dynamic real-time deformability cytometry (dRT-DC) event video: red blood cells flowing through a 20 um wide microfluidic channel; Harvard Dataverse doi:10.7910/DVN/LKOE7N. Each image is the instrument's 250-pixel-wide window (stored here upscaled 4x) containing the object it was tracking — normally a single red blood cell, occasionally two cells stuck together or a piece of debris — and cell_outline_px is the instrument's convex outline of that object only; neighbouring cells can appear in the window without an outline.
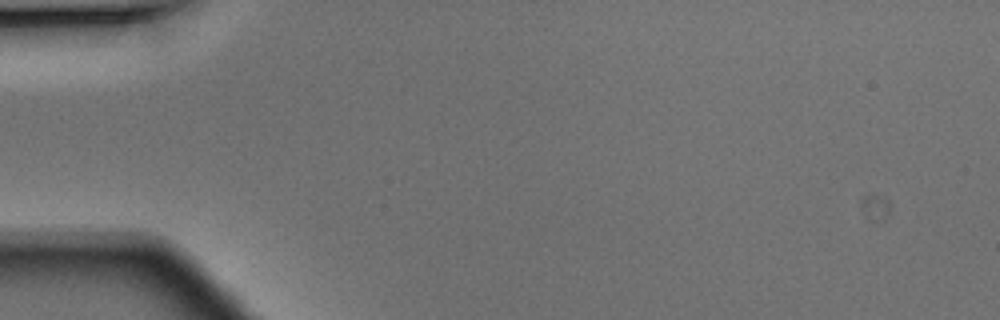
{"species": "Egyptian fruit bat (a non-hibernating species)", "species_latin": "Rousettus aegyptiacus", "temperature_condition": "warm", "stored_images_in_passage": 2, "camera_frame_rate_fps": 3000, "um_per_image_px": 0.085, "animal": {"sex": "male"}, "frame": {"image": 1, "passage_image": 1, "time_ms": 0.0, "image_size_px": [1000, 320], "cell_outline_px": [[300, 264], [284, 280], [252, 276], [224, 228], [224, 224], [236, 212], [272, 224]], "centroid_in_image_um": [22.17, 21.03], "position_along_channel_um": 62.8, "area_um2": 21.73}}